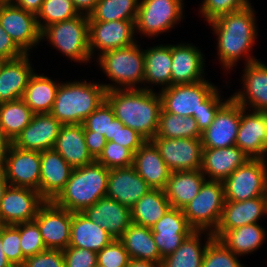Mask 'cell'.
I'll list each match as a JSON object with an SVG mask.
<instances>
[{
  "instance_id": "obj_56",
  "label": "cell",
  "mask_w": 267,
  "mask_h": 267,
  "mask_svg": "<svg viewBox=\"0 0 267 267\" xmlns=\"http://www.w3.org/2000/svg\"><path fill=\"white\" fill-rule=\"evenodd\" d=\"M44 0H13V4L24 9L25 11L37 13L40 11Z\"/></svg>"
},
{
  "instance_id": "obj_13",
  "label": "cell",
  "mask_w": 267,
  "mask_h": 267,
  "mask_svg": "<svg viewBox=\"0 0 267 267\" xmlns=\"http://www.w3.org/2000/svg\"><path fill=\"white\" fill-rule=\"evenodd\" d=\"M10 186L39 189L40 152L23 150L10 143L1 164Z\"/></svg>"
},
{
  "instance_id": "obj_28",
  "label": "cell",
  "mask_w": 267,
  "mask_h": 267,
  "mask_svg": "<svg viewBox=\"0 0 267 267\" xmlns=\"http://www.w3.org/2000/svg\"><path fill=\"white\" fill-rule=\"evenodd\" d=\"M204 64L203 54L196 46L172 45L171 85L204 80Z\"/></svg>"
},
{
  "instance_id": "obj_36",
  "label": "cell",
  "mask_w": 267,
  "mask_h": 267,
  "mask_svg": "<svg viewBox=\"0 0 267 267\" xmlns=\"http://www.w3.org/2000/svg\"><path fill=\"white\" fill-rule=\"evenodd\" d=\"M204 231L191 232L182 244L161 261V267H201L207 244L214 238L213 233H207V241L201 246L200 235Z\"/></svg>"
},
{
  "instance_id": "obj_29",
  "label": "cell",
  "mask_w": 267,
  "mask_h": 267,
  "mask_svg": "<svg viewBox=\"0 0 267 267\" xmlns=\"http://www.w3.org/2000/svg\"><path fill=\"white\" fill-rule=\"evenodd\" d=\"M74 169L95 161L89 153L82 124H64L53 147Z\"/></svg>"
},
{
  "instance_id": "obj_41",
  "label": "cell",
  "mask_w": 267,
  "mask_h": 267,
  "mask_svg": "<svg viewBox=\"0 0 267 267\" xmlns=\"http://www.w3.org/2000/svg\"><path fill=\"white\" fill-rule=\"evenodd\" d=\"M139 0H99L89 21L136 20Z\"/></svg>"
},
{
  "instance_id": "obj_39",
  "label": "cell",
  "mask_w": 267,
  "mask_h": 267,
  "mask_svg": "<svg viewBox=\"0 0 267 267\" xmlns=\"http://www.w3.org/2000/svg\"><path fill=\"white\" fill-rule=\"evenodd\" d=\"M33 115V111L22 98L1 103L0 127L4 136L12 143L31 122Z\"/></svg>"
},
{
  "instance_id": "obj_55",
  "label": "cell",
  "mask_w": 267,
  "mask_h": 267,
  "mask_svg": "<svg viewBox=\"0 0 267 267\" xmlns=\"http://www.w3.org/2000/svg\"><path fill=\"white\" fill-rule=\"evenodd\" d=\"M84 135L88 151L92 155V157L96 160L99 157V155L103 152L107 140L104 135L95 134V132L88 131L87 129H84Z\"/></svg>"
},
{
  "instance_id": "obj_11",
  "label": "cell",
  "mask_w": 267,
  "mask_h": 267,
  "mask_svg": "<svg viewBox=\"0 0 267 267\" xmlns=\"http://www.w3.org/2000/svg\"><path fill=\"white\" fill-rule=\"evenodd\" d=\"M45 202L35 189L8 185L0 200V225L33 221Z\"/></svg>"
},
{
  "instance_id": "obj_52",
  "label": "cell",
  "mask_w": 267,
  "mask_h": 267,
  "mask_svg": "<svg viewBox=\"0 0 267 267\" xmlns=\"http://www.w3.org/2000/svg\"><path fill=\"white\" fill-rule=\"evenodd\" d=\"M65 267H96L97 252L68 246L63 250Z\"/></svg>"
},
{
  "instance_id": "obj_49",
  "label": "cell",
  "mask_w": 267,
  "mask_h": 267,
  "mask_svg": "<svg viewBox=\"0 0 267 267\" xmlns=\"http://www.w3.org/2000/svg\"><path fill=\"white\" fill-rule=\"evenodd\" d=\"M130 260L128 252L119 239H114L97 252V264L106 267H127Z\"/></svg>"
},
{
  "instance_id": "obj_42",
  "label": "cell",
  "mask_w": 267,
  "mask_h": 267,
  "mask_svg": "<svg viewBox=\"0 0 267 267\" xmlns=\"http://www.w3.org/2000/svg\"><path fill=\"white\" fill-rule=\"evenodd\" d=\"M78 15L80 14L74 7L72 0H44L36 17L42 32L49 25L70 20ZM41 20L44 21L41 23Z\"/></svg>"
},
{
  "instance_id": "obj_44",
  "label": "cell",
  "mask_w": 267,
  "mask_h": 267,
  "mask_svg": "<svg viewBox=\"0 0 267 267\" xmlns=\"http://www.w3.org/2000/svg\"><path fill=\"white\" fill-rule=\"evenodd\" d=\"M20 240V224L1 225L3 252L14 267H22L26 259L21 251Z\"/></svg>"
},
{
  "instance_id": "obj_8",
  "label": "cell",
  "mask_w": 267,
  "mask_h": 267,
  "mask_svg": "<svg viewBox=\"0 0 267 267\" xmlns=\"http://www.w3.org/2000/svg\"><path fill=\"white\" fill-rule=\"evenodd\" d=\"M266 159H249L223 181L225 201L267 197Z\"/></svg>"
},
{
  "instance_id": "obj_58",
  "label": "cell",
  "mask_w": 267,
  "mask_h": 267,
  "mask_svg": "<svg viewBox=\"0 0 267 267\" xmlns=\"http://www.w3.org/2000/svg\"><path fill=\"white\" fill-rule=\"evenodd\" d=\"M10 143L11 142L4 136L0 127V166L3 162V158L5 156V153L7 152Z\"/></svg>"
},
{
  "instance_id": "obj_37",
  "label": "cell",
  "mask_w": 267,
  "mask_h": 267,
  "mask_svg": "<svg viewBox=\"0 0 267 267\" xmlns=\"http://www.w3.org/2000/svg\"><path fill=\"white\" fill-rule=\"evenodd\" d=\"M170 208L164 190L151 189L131 208L132 223L151 229Z\"/></svg>"
},
{
  "instance_id": "obj_14",
  "label": "cell",
  "mask_w": 267,
  "mask_h": 267,
  "mask_svg": "<svg viewBox=\"0 0 267 267\" xmlns=\"http://www.w3.org/2000/svg\"><path fill=\"white\" fill-rule=\"evenodd\" d=\"M151 141L171 172L201 168L203 153L201 139L154 137Z\"/></svg>"
},
{
  "instance_id": "obj_5",
  "label": "cell",
  "mask_w": 267,
  "mask_h": 267,
  "mask_svg": "<svg viewBox=\"0 0 267 267\" xmlns=\"http://www.w3.org/2000/svg\"><path fill=\"white\" fill-rule=\"evenodd\" d=\"M98 62L103 72L115 82L102 84L106 91L115 89H139L144 82V50L134 44L99 54ZM123 86V87H122Z\"/></svg>"
},
{
  "instance_id": "obj_30",
  "label": "cell",
  "mask_w": 267,
  "mask_h": 267,
  "mask_svg": "<svg viewBox=\"0 0 267 267\" xmlns=\"http://www.w3.org/2000/svg\"><path fill=\"white\" fill-rule=\"evenodd\" d=\"M133 167L152 189H165L171 171L151 140L134 153Z\"/></svg>"
},
{
  "instance_id": "obj_4",
  "label": "cell",
  "mask_w": 267,
  "mask_h": 267,
  "mask_svg": "<svg viewBox=\"0 0 267 267\" xmlns=\"http://www.w3.org/2000/svg\"><path fill=\"white\" fill-rule=\"evenodd\" d=\"M102 84L91 82L60 83L50 112L62 125L82 124L105 101Z\"/></svg>"
},
{
  "instance_id": "obj_50",
  "label": "cell",
  "mask_w": 267,
  "mask_h": 267,
  "mask_svg": "<svg viewBox=\"0 0 267 267\" xmlns=\"http://www.w3.org/2000/svg\"><path fill=\"white\" fill-rule=\"evenodd\" d=\"M202 2L200 12L207 22L223 14L239 11L251 4L249 0H204Z\"/></svg>"
},
{
  "instance_id": "obj_26",
  "label": "cell",
  "mask_w": 267,
  "mask_h": 267,
  "mask_svg": "<svg viewBox=\"0 0 267 267\" xmlns=\"http://www.w3.org/2000/svg\"><path fill=\"white\" fill-rule=\"evenodd\" d=\"M29 53L5 60L0 70V104L21 99L29 79L34 74Z\"/></svg>"
},
{
  "instance_id": "obj_45",
  "label": "cell",
  "mask_w": 267,
  "mask_h": 267,
  "mask_svg": "<svg viewBox=\"0 0 267 267\" xmlns=\"http://www.w3.org/2000/svg\"><path fill=\"white\" fill-rule=\"evenodd\" d=\"M134 153L116 142L107 141L96 161L106 168L116 169L133 166Z\"/></svg>"
},
{
  "instance_id": "obj_24",
  "label": "cell",
  "mask_w": 267,
  "mask_h": 267,
  "mask_svg": "<svg viewBox=\"0 0 267 267\" xmlns=\"http://www.w3.org/2000/svg\"><path fill=\"white\" fill-rule=\"evenodd\" d=\"M82 213L103 227L113 239H120L132 224L131 209L108 197L99 199Z\"/></svg>"
},
{
  "instance_id": "obj_17",
  "label": "cell",
  "mask_w": 267,
  "mask_h": 267,
  "mask_svg": "<svg viewBox=\"0 0 267 267\" xmlns=\"http://www.w3.org/2000/svg\"><path fill=\"white\" fill-rule=\"evenodd\" d=\"M241 119V106L231 97L202 132L203 148H227L235 145Z\"/></svg>"
},
{
  "instance_id": "obj_51",
  "label": "cell",
  "mask_w": 267,
  "mask_h": 267,
  "mask_svg": "<svg viewBox=\"0 0 267 267\" xmlns=\"http://www.w3.org/2000/svg\"><path fill=\"white\" fill-rule=\"evenodd\" d=\"M219 89H216L204 102L198 113L193 114V118L201 132L207 129L213 122L218 110L231 98L221 102Z\"/></svg>"
},
{
  "instance_id": "obj_27",
  "label": "cell",
  "mask_w": 267,
  "mask_h": 267,
  "mask_svg": "<svg viewBox=\"0 0 267 267\" xmlns=\"http://www.w3.org/2000/svg\"><path fill=\"white\" fill-rule=\"evenodd\" d=\"M249 159L236 145L227 148H203L200 170L209 180L223 182Z\"/></svg>"
},
{
  "instance_id": "obj_10",
  "label": "cell",
  "mask_w": 267,
  "mask_h": 267,
  "mask_svg": "<svg viewBox=\"0 0 267 267\" xmlns=\"http://www.w3.org/2000/svg\"><path fill=\"white\" fill-rule=\"evenodd\" d=\"M217 86L206 80L190 84L171 85L159 92L162 109L170 114L190 116L198 113L204 102Z\"/></svg>"
},
{
  "instance_id": "obj_31",
  "label": "cell",
  "mask_w": 267,
  "mask_h": 267,
  "mask_svg": "<svg viewBox=\"0 0 267 267\" xmlns=\"http://www.w3.org/2000/svg\"><path fill=\"white\" fill-rule=\"evenodd\" d=\"M206 177L200 169L171 172L164 189L171 207L182 210L197 196Z\"/></svg>"
},
{
  "instance_id": "obj_20",
  "label": "cell",
  "mask_w": 267,
  "mask_h": 267,
  "mask_svg": "<svg viewBox=\"0 0 267 267\" xmlns=\"http://www.w3.org/2000/svg\"><path fill=\"white\" fill-rule=\"evenodd\" d=\"M162 258L172 254L194 230L189 226L183 210L171 207L151 228Z\"/></svg>"
},
{
  "instance_id": "obj_61",
  "label": "cell",
  "mask_w": 267,
  "mask_h": 267,
  "mask_svg": "<svg viewBox=\"0 0 267 267\" xmlns=\"http://www.w3.org/2000/svg\"><path fill=\"white\" fill-rule=\"evenodd\" d=\"M8 181L5 178L2 167L0 166V200L2 199L5 189L8 187Z\"/></svg>"
},
{
  "instance_id": "obj_40",
  "label": "cell",
  "mask_w": 267,
  "mask_h": 267,
  "mask_svg": "<svg viewBox=\"0 0 267 267\" xmlns=\"http://www.w3.org/2000/svg\"><path fill=\"white\" fill-rule=\"evenodd\" d=\"M201 135L202 132L193 117L170 114L161 109L155 137L201 139Z\"/></svg>"
},
{
  "instance_id": "obj_25",
  "label": "cell",
  "mask_w": 267,
  "mask_h": 267,
  "mask_svg": "<svg viewBox=\"0 0 267 267\" xmlns=\"http://www.w3.org/2000/svg\"><path fill=\"white\" fill-rule=\"evenodd\" d=\"M244 71V92L237 91L231 97L244 108L267 112V66L256 60L246 64Z\"/></svg>"
},
{
  "instance_id": "obj_35",
  "label": "cell",
  "mask_w": 267,
  "mask_h": 267,
  "mask_svg": "<svg viewBox=\"0 0 267 267\" xmlns=\"http://www.w3.org/2000/svg\"><path fill=\"white\" fill-rule=\"evenodd\" d=\"M60 83L44 75L33 74L25 88L22 99L34 114L50 113Z\"/></svg>"
},
{
  "instance_id": "obj_22",
  "label": "cell",
  "mask_w": 267,
  "mask_h": 267,
  "mask_svg": "<svg viewBox=\"0 0 267 267\" xmlns=\"http://www.w3.org/2000/svg\"><path fill=\"white\" fill-rule=\"evenodd\" d=\"M73 168L54 149L40 152L38 192L46 201H53L65 188Z\"/></svg>"
},
{
  "instance_id": "obj_18",
  "label": "cell",
  "mask_w": 267,
  "mask_h": 267,
  "mask_svg": "<svg viewBox=\"0 0 267 267\" xmlns=\"http://www.w3.org/2000/svg\"><path fill=\"white\" fill-rule=\"evenodd\" d=\"M241 106V119L235 145L250 159H265L267 153V112L254 111Z\"/></svg>"
},
{
  "instance_id": "obj_9",
  "label": "cell",
  "mask_w": 267,
  "mask_h": 267,
  "mask_svg": "<svg viewBox=\"0 0 267 267\" xmlns=\"http://www.w3.org/2000/svg\"><path fill=\"white\" fill-rule=\"evenodd\" d=\"M183 0H142L135 21V30L156 36L173 28L182 19Z\"/></svg>"
},
{
  "instance_id": "obj_47",
  "label": "cell",
  "mask_w": 267,
  "mask_h": 267,
  "mask_svg": "<svg viewBox=\"0 0 267 267\" xmlns=\"http://www.w3.org/2000/svg\"><path fill=\"white\" fill-rule=\"evenodd\" d=\"M20 246L25 258L47 250L37 223L33 221L20 223Z\"/></svg>"
},
{
  "instance_id": "obj_12",
  "label": "cell",
  "mask_w": 267,
  "mask_h": 267,
  "mask_svg": "<svg viewBox=\"0 0 267 267\" xmlns=\"http://www.w3.org/2000/svg\"><path fill=\"white\" fill-rule=\"evenodd\" d=\"M0 25L24 53L42 40L36 15L13 3L0 4Z\"/></svg>"
},
{
  "instance_id": "obj_60",
  "label": "cell",
  "mask_w": 267,
  "mask_h": 267,
  "mask_svg": "<svg viewBox=\"0 0 267 267\" xmlns=\"http://www.w3.org/2000/svg\"><path fill=\"white\" fill-rule=\"evenodd\" d=\"M0 267H14L7 259L5 253L3 252L2 241H1V225H0Z\"/></svg>"
},
{
  "instance_id": "obj_6",
  "label": "cell",
  "mask_w": 267,
  "mask_h": 267,
  "mask_svg": "<svg viewBox=\"0 0 267 267\" xmlns=\"http://www.w3.org/2000/svg\"><path fill=\"white\" fill-rule=\"evenodd\" d=\"M88 34L89 18L80 14L70 20L47 26L41 32V39H47L68 58L84 63L91 60Z\"/></svg>"
},
{
  "instance_id": "obj_64",
  "label": "cell",
  "mask_w": 267,
  "mask_h": 267,
  "mask_svg": "<svg viewBox=\"0 0 267 267\" xmlns=\"http://www.w3.org/2000/svg\"><path fill=\"white\" fill-rule=\"evenodd\" d=\"M96 267H106V266H103V265H100V264H97Z\"/></svg>"
},
{
  "instance_id": "obj_21",
  "label": "cell",
  "mask_w": 267,
  "mask_h": 267,
  "mask_svg": "<svg viewBox=\"0 0 267 267\" xmlns=\"http://www.w3.org/2000/svg\"><path fill=\"white\" fill-rule=\"evenodd\" d=\"M151 189L133 166L109 170L106 197L130 209Z\"/></svg>"
},
{
  "instance_id": "obj_46",
  "label": "cell",
  "mask_w": 267,
  "mask_h": 267,
  "mask_svg": "<svg viewBox=\"0 0 267 267\" xmlns=\"http://www.w3.org/2000/svg\"><path fill=\"white\" fill-rule=\"evenodd\" d=\"M114 118L113 109L105 100L83 121L82 126L95 134L104 135L106 140L110 141L111 122Z\"/></svg>"
},
{
  "instance_id": "obj_53",
  "label": "cell",
  "mask_w": 267,
  "mask_h": 267,
  "mask_svg": "<svg viewBox=\"0 0 267 267\" xmlns=\"http://www.w3.org/2000/svg\"><path fill=\"white\" fill-rule=\"evenodd\" d=\"M22 267H65L63 250L47 249L26 258Z\"/></svg>"
},
{
  "instance_id": "obj_48",
  "label": "cell",
  "mask_w": 267,
  "mask_h": 267,
  "mask_svg": "<svg viewBox=\"0 0 267 267\" xmlns=\"http://www.w3.org/2000/svg\"><path fill=\"white\" fill-rule=\"evenodd\" d=\"M110 141L116 142L135 153L147 140L115 117L111 122Z\"/></svg>"
},
{
  "instance_id": "obj_63",
  "label": "cell",
  "mask_w": 267,
  "mask_h": 267,
  "mask_svg": "<svg viewBox=\"0 0 267 267\" xmlns=\"http://www.w3.org/2000/svg\"><path fill=\"white\" fill-rule=\"evenodd\" d=\"M4 61H5V60H4L3 58H0V70H1V67H2Z\"/></svg>"
},
{
  "instance_id": "obj_3",
  "label": "cell",
  "mask_w": 267,
  "mask_h": 267,
  "mask_svg": "<svg viewBox=\"0 0 267 267\" xmlns=\"http://www.w3.org/2000/svg\"><path fill=\"white\" fill-rule=\"evenodd\" d=\"M109 169L96 160L74 168L65 188L53 200L70 212H83L87 207L106 197Z\"/></svg>"
},
{
  "instance_id": "obj_62",
  "label": "cell",
  "mask_w": 267,
  "mask_h": 267,
  "mask_svg": "<svg viewBox=\"0 0 267 267\" xmlns=\"http://www.w3.org/2000/svg\"><path fill=\"white\" fill-rule=\"evenodd\" d=\"M13 0H0V4L12 3Z\"/></svg>"
},
{
  "instance_id": "obj_32",
  "label": "cell",
  "mask_w": 267,
  "mask_h": 267,
  "mask_svg": "<svg viewBox=\"0 0 267 267\" xmlns=\"http://www.w3.org/2000/svg\"><path fill=\"white\" fill-rule=\"evenodd\" d=\"M113 237L82 212H72L69 246L99 252L113 241Z\"/></svg>"
},
{
  "instance_id": "obj_7",
  "label": "cell",
  "mask_w": 267,
  "mask_h": 267,
  "mask_svg": "<svg viewBox=\"0 0 267 267\" xmlns=\"http://www.w3.org/2000/svg\"><path fill=\"white\" fill-rule=\"evenodd\" d=\"M225 203L222 181L206 180L199 193L182 210L189 226L195 231L214 233Z\"/></svg>"
},
{
  "instance_id": "obj_38",
  "label": "cell",
  "mask_w": 267,
  "mask_h": 267,
  "mask_svg": "<svg viewBox=\"0 0 267 267\" xmlns=\"http://www.w3.org/2000/svg\"><path fill=\"white\" fill-rule=\"evenodd\" d=\"M265 237V228L252 223L226 231L219 240L239 257L261 247Z\"/></svg>"
},
{
  "instance_id": "obj_57",
  "label": "cell",
  "mask_w": 267,
  "mask_h": 267,
  "mask_svg": "<svg viewBox=\"0 0 267 267\" xmlns=\"http://www.w3.org/2000/svg\"><path fill=\"white\" fill-rule=\"evenodd\" d=\"M72 2L79 14L89 16L99 0H72Z\"/></svg>"
},
{
  "instance_id": "obj_15",
  "label": "cell",
  "mask_w": 267,
  "mask_h": 267,
  "mask_svg": "<svg viewBox=\"0 0 267 267\" xmlns=\"http://www.w3.org/2000/svg\"><path fill=\"white\" fill-rule=\"evenodd\" d=\"M37 223L47 249L64 250L70 243L72 212L46 201L38 210Z\"/></svg>"
},
{
  "instance_id": "obj_54",
  "label": "cell",
  "mask_w": 267,
  "mask_h": 267,
  "mask_svg": "<svg viewBox=\"0 0 267 267\" xmlns=\"http://www.w3.org/2000/svg\"><path fill=\"white\" fill-rule=\"evenodd\" d=\"M25 54L0 25V58L12 60Z\"/></svg>"
},
{
  "instance_id": "obj_23",
  "label": "cell",
  "mask_w": 267,
  "mask_h": 267,
  "mask_svg": "<svg viewBox=\"0 0 267 267\" xmlns=\"http://www.w3.org/2000/svg\"><path fill=\"white\" fill-rule=\"evenodd\" d=\"M264 214H267V197L251 198L245 201H225L219 225L213 236L219 239L228 230L258 223Z\"/></svg>"
},
{
  "instance_id": "obj_59",
  "label": "cell",
  "mask_w": 267,
  "mask_h": 267,
  "mask_svg": "<svg viewBox=\"0 0 267 267\" xmlns=\"http://www.w3.org/2000/svg\"><path fill=\"white\" fill-rule=\"evenodd\" d=\"M127 267H161V263L131 259Z\"/></svg>"
},
{
  "instance_id": "obj_16",
  "label": "cell",
  "mask_w": 267,
  "mask_h": 267,
  "mask_svg": "<svg viewBox=\"0 0 267 267\" xmlns=\"http://www.w3.org/2000/svg\"><path fill=\"white\" fill-rule=\"evenodd\" d=\"M136 20L89 21V49L91 58L99 49L102 53L124 48L137 42L133 36Z\"/></svg>"
},
{
  "instance_id": "obj_2",
  "label": "cell",
  "mask_w": 267,
  "mask_h": 267,
  "mask_svg": "<svg viewBox=\"0 0 267 267\" xmlns=\"http://www.w3.org/2000/svg\"><path fill=\"white\" fill-rule=\"evenodd\" d=\"M254 14L249 4L239 11L223 14L208 22L218 36V56L225 69H232L242 56L247 57L245 64L257 60L249 55L258 33Z\"/></svg>"
},
{
  "instance_id": "obj_33",
  "label": "cell",
  "mask_w": 267,
  "mask_h": 267,
  "mask_svg": "<svg viewBox=\"0 0 267 267\" xmlns=\"http://www.w3.org/2000/svg\"><path fill=\"white\" fill-rule=\"evenodd\" d=\"M131 259L161 263V257L150 228L131 224L119 239Z\"/></svg>"
},
{
  "instance_id": "obj_19",
  "label": "cell",
  "mask_w": 267,
  "mask_h": 267,
  "mask_svg": "<svg viewBox=\"0 0 267 267\" xmlns=\"http://www.w3.org/2000/svg\"><path fill=\"white\" fill-rule=\"evenodd\" d=\"M62 124L50 113L34 114L31 122L12 144L23 150L45 151L53 149Z\"/></svg>"
},
{
  "instance_id": "obj_43",
  "label": "cell",
  "mask_w": 267,
  "mask_h": 267,
  "mask_svg": "<svg viewBox=\"0 0 267 267\" xmlns=\"http://www.w3.org/2000/svg\"><path fill=\"white\" fill-rule=\"evenodd\" d=\"M201 267H245L238 261L234 252L219 239L213 238L205 251Z\"/></svg>"
},
{
  "instance_id": "obj_34",
  "label": "cell",
  "mask_w": 267,
  "mask_h": 267,
  "mask_svg": "<svg viewBox=\"0 0 267 267\" xmlns=\"http://www.w3.org/2000/svg\"><path fill=\"white\" fill-rule=\"evenodd\" d=\"M144 64V83L161 84L162 89L171 86L172 45L144 50Z\"/></svg>"
},
{
  "instance_id": "obj_1",
  "label": "cell",
  "mask_w": 267,
  "mask_h": 267,
  "mask_svg": "<svg viewBox=\"0 0 267 267\" xmlns=\"http://www.w3.org/2000/svg\"><path fill=\"white\" fill-rule=\"evenodd\" d=\"M150 87L106 91L105 100L125 126L152 140L158 130L162 101Z\"/></svg>"
}]
</instances>
